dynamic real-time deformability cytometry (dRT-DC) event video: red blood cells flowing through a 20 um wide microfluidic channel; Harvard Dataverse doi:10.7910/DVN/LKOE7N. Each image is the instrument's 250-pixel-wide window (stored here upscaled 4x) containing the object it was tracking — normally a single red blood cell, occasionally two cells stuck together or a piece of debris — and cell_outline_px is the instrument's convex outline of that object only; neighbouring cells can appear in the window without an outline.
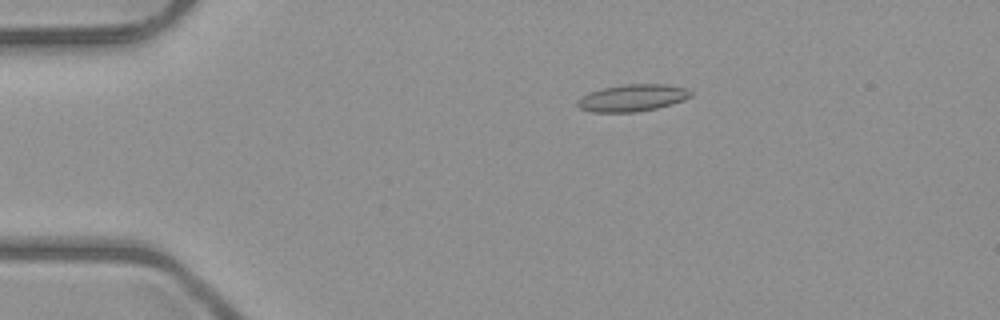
{"species": "common noctule bat (a hibernating species)", "species_latin": "Nyctalus noctula", "temperature_condition": "room temperature", "stored_images_in_passage": 3, "camera_frame_rate_fps": 3000, "um_per_image_px": 0.085, "animal": {"sex": "male", "body_mass_g": 23.1, "forearm_length_mm": 52.7}, "frame": {"image": 1, "passage_image": 1, "time_ms": 0.0, "image_size_px": [1000, 320], "cell_outline_px": [[692, 96], [684, 100], [656, 108], [632, 112], [592, 112], [580, 108], [576, 104], [584, 96], [600, 88], [624, 84], [664, 84], [684, 88], [692, 92]], "centroid_in_image_um": [53.77, 8.31], "position_along_channel_um": 31.2, "area_um2": 17.51}}
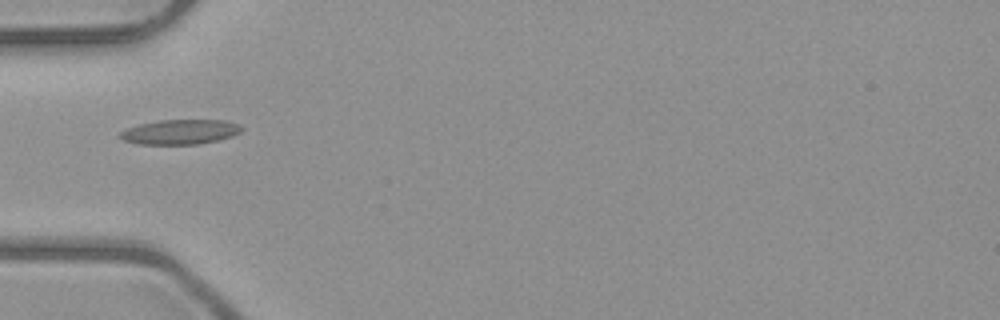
{"frame": {"image": 2, "passage_image": 3, "time_ms": 2.333, "image_size_px": [1000, 320], "cell_outline_px": [[244, 128], [240, 132], [232, 136], [200, 144], [140, 144], [124, 140], [120, 136], [120, 132], [128, 128], [140, 124], [160, 120], [224, 120], [236, 124]], "centroid_in_image_um": [15.33, 11.21], "position_along_channel_um": 69.7, "area_um2": 17.28}}